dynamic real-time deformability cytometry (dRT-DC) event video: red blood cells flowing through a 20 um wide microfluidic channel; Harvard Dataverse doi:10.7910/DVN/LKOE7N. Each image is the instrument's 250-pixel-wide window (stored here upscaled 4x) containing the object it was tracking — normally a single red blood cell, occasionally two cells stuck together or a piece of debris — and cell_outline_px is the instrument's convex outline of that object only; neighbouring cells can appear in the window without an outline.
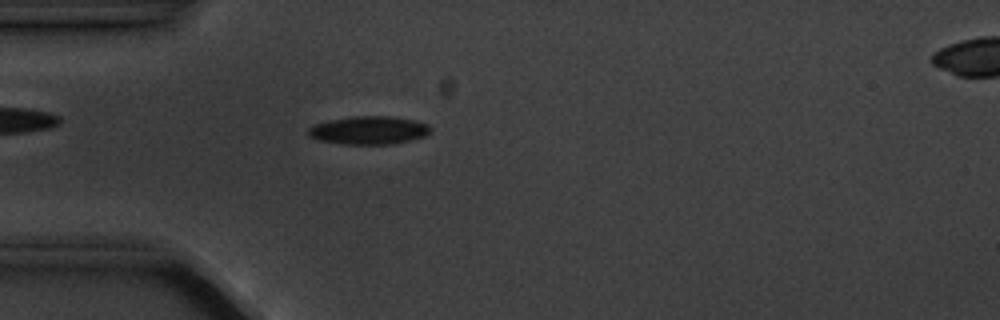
{"species": "common noctule bat (a hibernating species)", "species_latin": "Nyctalus noctula", "temperature_condition": "cold", "stored_images_in_passage": 4, "camera_frame_rate_fps": 3000, "um_per_image_px": 0.085, "animal": {"sex": "male", "body_mass_g": 20.1, "forearm_length_mm": 53.5}, "frame": {"image": 1, "passage_image": 4, "time_ms": 4.667, "image_size_px": [1000, 320], "cell_outline_px": [[428, 132], [424, 136], [412, 140], [392, 144], [344, 144], [320, 140], [308, 136], [308, 128], [316, 124], [332, 120], [356, 116], [388, 116], [412, 120], [428, 124]], "centroid_in_image_um": [31.33, 11.08], "position_along_channel_um": 53.7, "area_um2": 19.65}}